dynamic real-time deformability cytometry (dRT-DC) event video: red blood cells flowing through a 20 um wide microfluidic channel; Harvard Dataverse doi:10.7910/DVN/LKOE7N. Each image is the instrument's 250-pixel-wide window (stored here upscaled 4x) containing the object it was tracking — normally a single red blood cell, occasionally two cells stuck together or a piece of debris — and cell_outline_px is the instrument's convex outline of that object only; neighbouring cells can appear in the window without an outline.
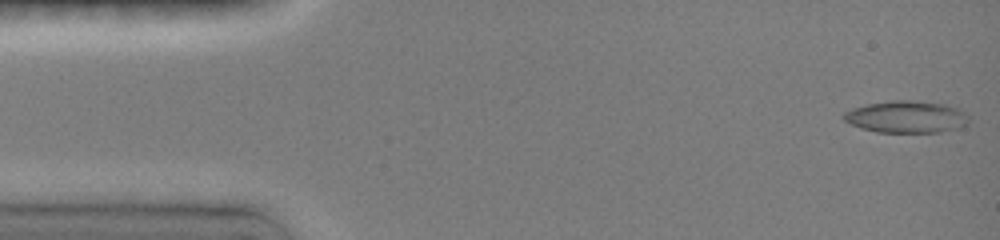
{"species": "common noctule bat (a hibernating species)", "species_latin": "Nyctalus noctula", "temperature_condition": "room temperature", "stored_images_in_passage": 22, "camera_frame_rate_fps": 3000, "um_per_image_px": 0.085, "animal": {"sex": "female", "body_mass_g": 19.0, "forearm_length_mm": 51.5}, "frame": {"image": 1, "passage_image": 1, "time_ms": 0.0, "image_size_px": [1000, 240], "cell_outline_px": [[968, 120], [964, 124], [956, 128], [940, 132], [876, 132], [860, 128], [844, 120], [844, 112], [852, 108], [868, 104], [892, 100], [912, 100], [944, 104], [956, 108], [964, 112], [968, 116]], "centroid_in_image_um": [77.01, 9.93], "position_along_channel_um": 8.0, "area_um2": 23.06}}
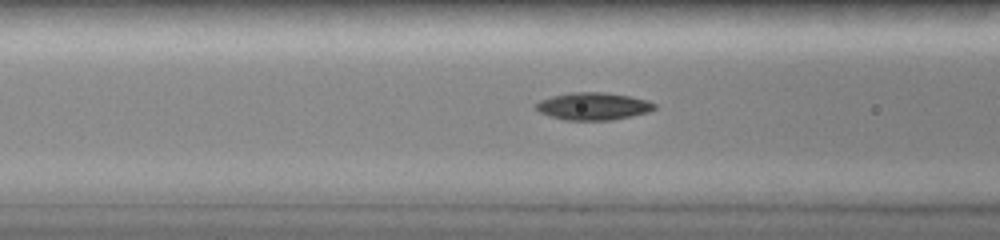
{"frame": {"image": 2, "passage_image": 14, "time_ms": 5.667, "image_size_px": [1000, 240], "cell_outline_px": [[656, 108], [648, 112], [632, 116], [612, 120], [564, 120], [548, 116], [540, 112], [536, 108], [536, 104], [540, 100], [552, 96], [572, 92], [604, 92], [628, 96], [648, 100], [656, 104]], "centroid_in_image_um": [50.43, 9.03], "position_along_channel_um": 116.2, "area_um2": 18.96}}
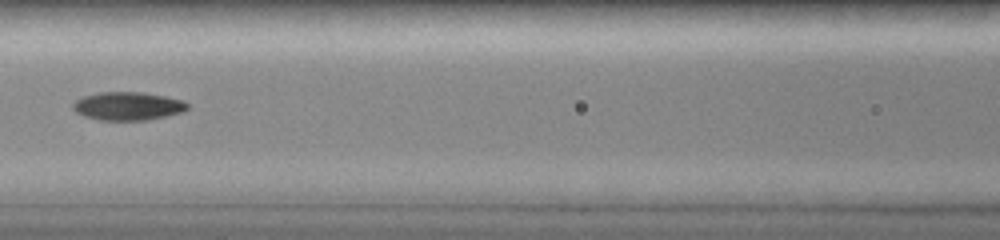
{"frame": {"image": 3, "passage_image": 16, "time_ms": 6.667, "image_size_px": [1000, 240], "cell_outline_px": [[188, 108], [180, 112], [148, 120], [100, 120], [84, 116], [76, 112], [72, 108], [72, 104], [76, 100], [84, 96], [100, 92], [140, 92], [164, 96], [184, 100], [188, 104]], "centroid_in_image_um": [10.84, 9.01], "position_along_channel_um": 155.8, "area_um2": 18.73}}